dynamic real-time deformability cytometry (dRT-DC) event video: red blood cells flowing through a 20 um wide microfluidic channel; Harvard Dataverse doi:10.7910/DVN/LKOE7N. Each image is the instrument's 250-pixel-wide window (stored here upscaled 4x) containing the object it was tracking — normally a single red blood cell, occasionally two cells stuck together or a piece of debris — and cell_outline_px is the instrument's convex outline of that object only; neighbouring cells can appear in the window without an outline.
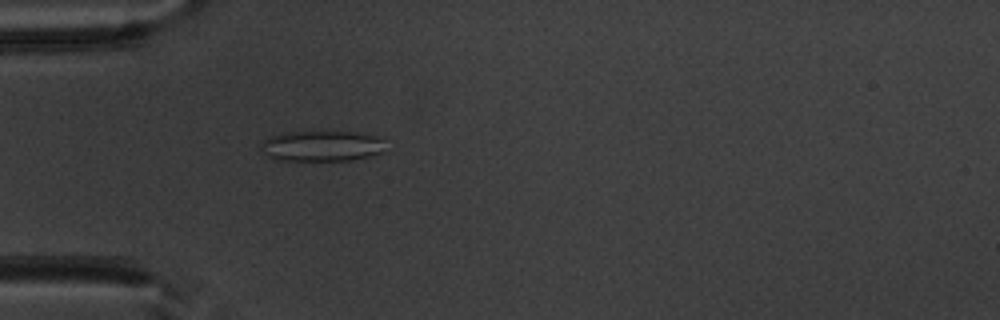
{"species": "common noctule bat (a hibernating species)", "species_latin": "Nyctalus noctula", "temperature_condition": "warm", "stored_images_in_passage": 49, "camera_frame_rate_fps": 3000, "um_per_image_px": 0.085, "animal": {"sex": "male", "body_mass_g": 20.1, "forearm_length_mm": 53.5}, "frame": {"image": 1, "passage_image": 14, "time_ms": 4.333, "image_size_px": [1000, 320], "cell_outline_px": [[384, 140], [380, 152], [368, 156], [352, 160], [272, 160], [260, 148], [260, 144], [264, 140], [272, 136], [284, 132], [356, 132], [376, 136]], "centroid_in_image_um": [27.29, 12.41], "position_along_channel_um": 57.7, "area_um2": 21.96}}
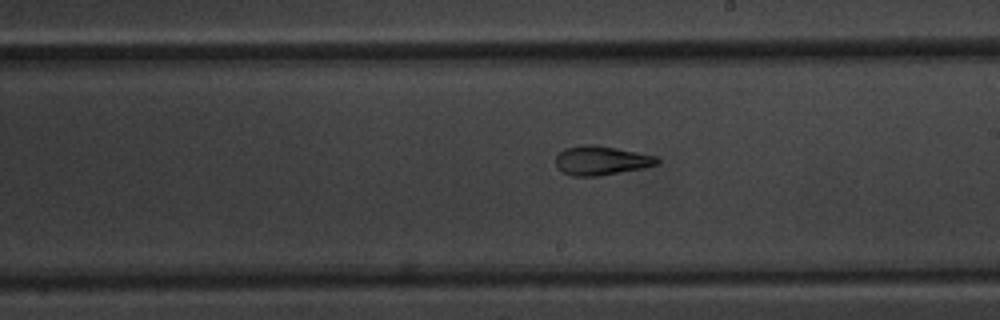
{"frame": {"image": 2, "passage_image": 28, "time_ms": 9.0, "image_size_px": [1000, 320], "cell_outline_px": [[660, 160], [656, 164], [644, 168], [596, 176], [572, 176], [560, 172], [556, 168], [556, 156], [564, 148], [580, 144], [596, 144], [656, 156]], "centroid_in_image_um": [51.04, 13.64], "position_along_channel_um": 238.0, "area_um2": 17.34}}
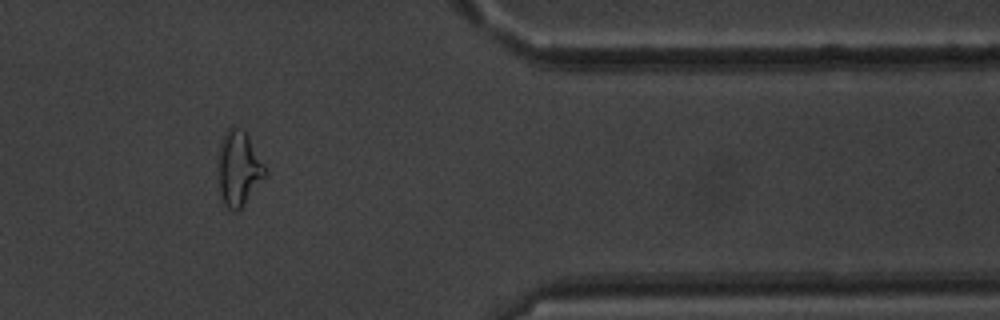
{"frame": {"image": 3, "passage_image": 41, "time_ms": 13.333, "image_size_px": [1000, 320], "cell_outline_px": [[264, 176], [244, 204], [236, 212], [232, 212], [224, 204], [220, 196], [216, 164], [220, 144], [224, 132], [232, 124], [240, 128], [248, 136], [264, 168]], "centroid_in_image_um": [20.19, 14.31], "position_along_channel_um": 391.2, "area_um2": 20.29}, "authors_computed_cell_mechanics": {"area_um2": 20.2878, "velocity_mm_per_s": 3.9771, "shape_relaxation_time_tau1_ms": null, "shape_relaxation_time_tau2_ms": 2.345, "deformation_change_tau1": null, "deformation_change_tau2": 0.0937}}